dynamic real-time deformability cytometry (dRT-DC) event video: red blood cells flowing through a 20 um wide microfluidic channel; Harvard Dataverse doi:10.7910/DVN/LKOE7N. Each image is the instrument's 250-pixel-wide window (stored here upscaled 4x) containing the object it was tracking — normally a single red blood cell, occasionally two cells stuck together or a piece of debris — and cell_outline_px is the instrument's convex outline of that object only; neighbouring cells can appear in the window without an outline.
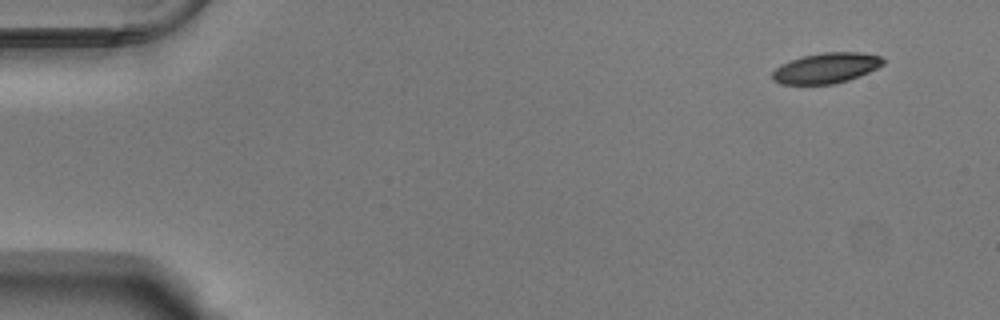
{"species": "Egyptian fruit bat (a non-hibernating species)", "species_latin": "Rousettus aegyptiacus", "temperature_condition": "warm", "stored_images_in_passage": 51, "camera_frame_rate_fps": 3000, "um_per_image_px": 0.085, "animal": {"sex": "male"}, "frame": {"image": 1, "passage_image": 1, "time_ms": 0.0, "image_size_px": [1000, 320], "cell_outline_px": [[884, 64], [860, 76], [848, 80], [832, 84], [780, 84], [772, 80], [772, 72], [780, 64], [804, 56], [824, 52], [860, 52], [880, 56], [884, 60]], "centroid_in_image_um": [70.21, 5.79], "position_along_channel_um": 14.8, "area_um2": 19.54}}
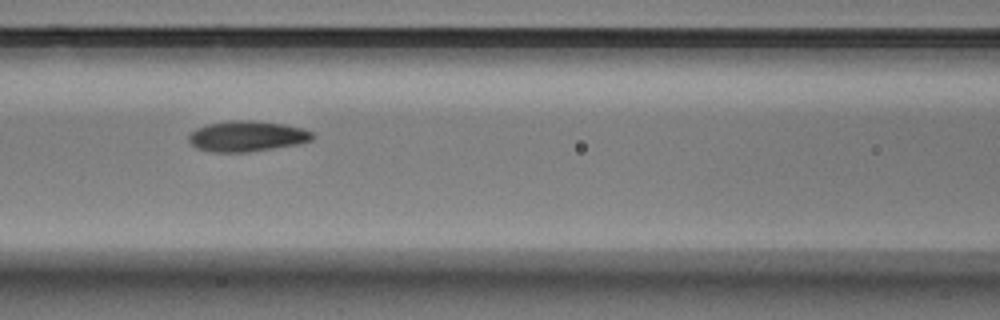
{"frame": {"image": 2, "passage_image": 21, "time_ms": 6.667, "image_size_px": [1000, 320], "cell_outline_px": [[316, 136], [312, 140], [296, 144], [252, 152], [212, 152], [196, 148], [188, 140], [188, 136], [196, 128], [208, 124], [232, 120], [252, 120], [284, 124], [300, 128], [312, 132]], "centroid_in_image_um": [20.98, 11.58], "position_along_channel_um": 145.6, "area_um2": 22.08}}
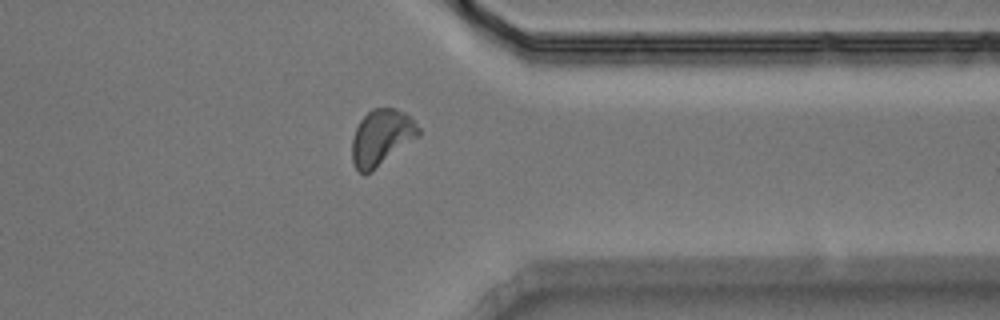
{"frame": {"image": 3, "passage_image": 40, "time_ms": 13.0, "image_size_px": [1000, 320], "cell_outline_px": [[420, 136], [372, 172], [364, 176], [356, 168], [352, 160], [352, 136], [360, 120], [372, 108], [396, 108], [404, 112], [420, 128]], "centroid_in_image_um": [32.42, 11.71], "position_along_channel_um": 379.0, "area_um2": 21.91}, "authors_computed_cell_mechanics": {"area_um2": 21.0392, "velocity_mm_per_s": 3.7612, "shape_relaxation_time_tau1_ms": 3.768, "shape_relaxation_time_tau2_ms": 2.0517, "deformation_change_tau1": 0.1354, "deformation_change_tau2": 0.0735}}